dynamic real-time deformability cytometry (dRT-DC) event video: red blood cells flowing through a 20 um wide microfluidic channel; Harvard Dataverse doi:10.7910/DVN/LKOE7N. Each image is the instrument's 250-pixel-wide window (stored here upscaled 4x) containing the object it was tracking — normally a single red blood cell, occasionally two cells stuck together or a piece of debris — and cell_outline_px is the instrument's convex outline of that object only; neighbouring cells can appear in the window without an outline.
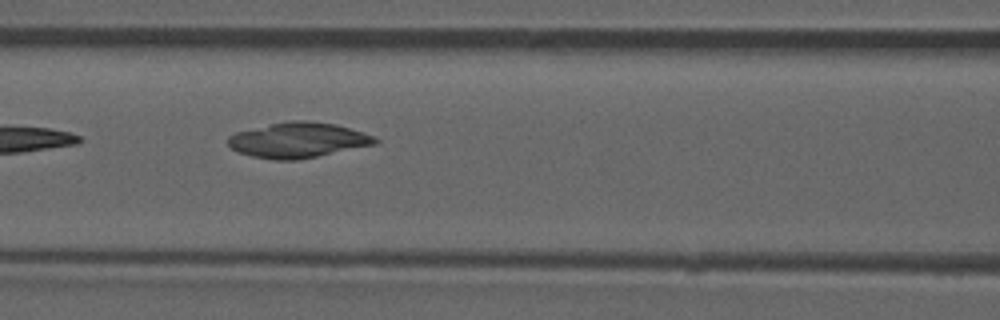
{"species": "common noctule bat (a hibernating species)", "species_latin": "Nyctalus noctula", "temperature_condition": "room temperature", "stored_images_in_passage": 8, "camera_frame_rate_fps": 3000, "um_per_image_px": 0.085, "animal": {"sex": "male", "forearm_length_mm": 52.5}, "frame": {"image": 1, "passage_image": 7, "time_ms": 7.0, "image_size_px": [1000, 320], "cell_outline_px": [[380, 140], [376, 144], [296, 160], [272, 160], [252, 156], [236, 152], [228, 144], [228, 136], [236, 132], [272, 124], [292, 120], [308, 120], [336, 124], [372, 136]], "centroid_in_image_um": [25.3, 11.91], "position_along_channel_um": 141.3, "area_um2": 29.88}}